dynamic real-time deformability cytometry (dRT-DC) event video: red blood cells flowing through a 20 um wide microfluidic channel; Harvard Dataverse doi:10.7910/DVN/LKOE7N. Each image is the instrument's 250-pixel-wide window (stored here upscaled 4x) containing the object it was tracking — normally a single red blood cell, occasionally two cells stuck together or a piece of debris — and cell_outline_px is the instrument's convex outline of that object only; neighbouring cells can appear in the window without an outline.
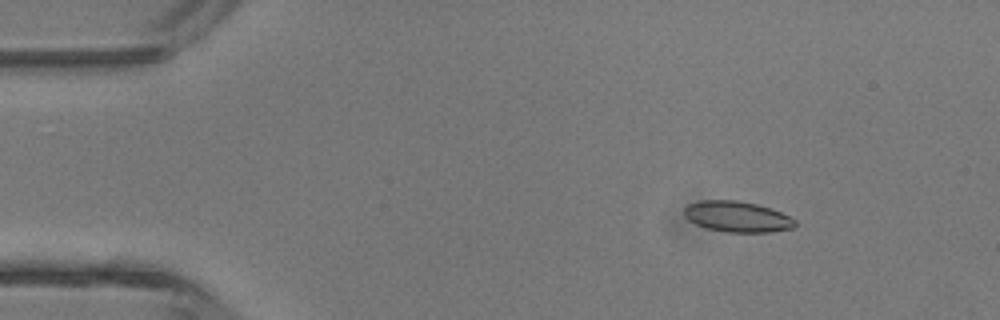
{"species": "common noctule bat (a hibernating species)", "species_latin": "Nyctalus noctula", "temperature_condition": "room temperature", "stored_images_in_passage": 2, "camera_frame_rate_fps": 3000, "um_per_image_px": 0.085, "animal": {"sex": "male", "body_mass_g": 13.3}, "frame": {"image": 1, "passage_image": 1, "time_ms": 0.0, "image_size_px": [1000, 320], "cell_outline_px": [[796, 224], [792, 228], [768, 232], [728, 232], [708, 228], [696, 224], [688, 220], [684, 216], [684, 208], [688, 204], [700, 200], [736, 200], [756, 204], [780, 212], [796, 220]], "centroid_in_image_um": [62.62, 18.41], "position_along_channel_um": 22.4, "area_um2": 19.71}}